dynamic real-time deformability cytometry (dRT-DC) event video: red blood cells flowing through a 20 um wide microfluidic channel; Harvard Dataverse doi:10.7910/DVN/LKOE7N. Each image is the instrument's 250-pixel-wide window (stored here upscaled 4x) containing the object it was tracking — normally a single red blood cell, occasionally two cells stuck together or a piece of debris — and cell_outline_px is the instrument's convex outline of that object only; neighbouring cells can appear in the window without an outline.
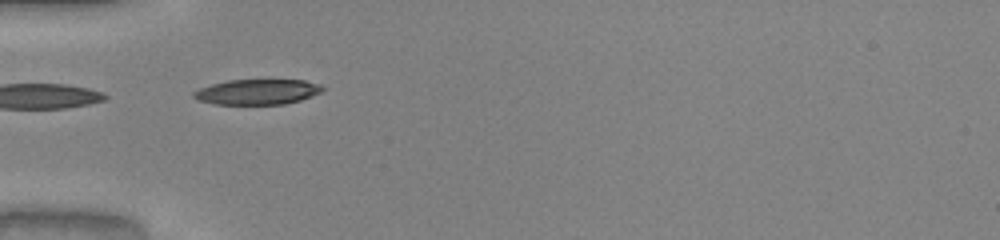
{"species": "common noctule bat (a hibernating species)", "species_latin": "Nyctalus noctula", "temperature_condition": "warm", "stored_images_in_passage": 13, "camera_frame_rate_fps": 3000, "um_per_image_px": 0.085, "animal": {"sex": "male", "body_mass_g": 20.0, "forearm_length_mm": 53.3}, "frame": {"image": 1, "passage_image": 1, "time_ms": 0.0, "image_size_px": [1000, 240], "cell_outline_px": [[324, 88], [320, 92], [312, 96], [300, 100], [284, 104], [216, 104], [200, 100], [192, 96], [192, 92], [200, 88], [212, 84], [228, 80], [304, 80], [320, 84]], "centroid_in_image_um": [21.88, 7.8], "position_along_channel_um": 63.1, "area_um2": 18.84}}